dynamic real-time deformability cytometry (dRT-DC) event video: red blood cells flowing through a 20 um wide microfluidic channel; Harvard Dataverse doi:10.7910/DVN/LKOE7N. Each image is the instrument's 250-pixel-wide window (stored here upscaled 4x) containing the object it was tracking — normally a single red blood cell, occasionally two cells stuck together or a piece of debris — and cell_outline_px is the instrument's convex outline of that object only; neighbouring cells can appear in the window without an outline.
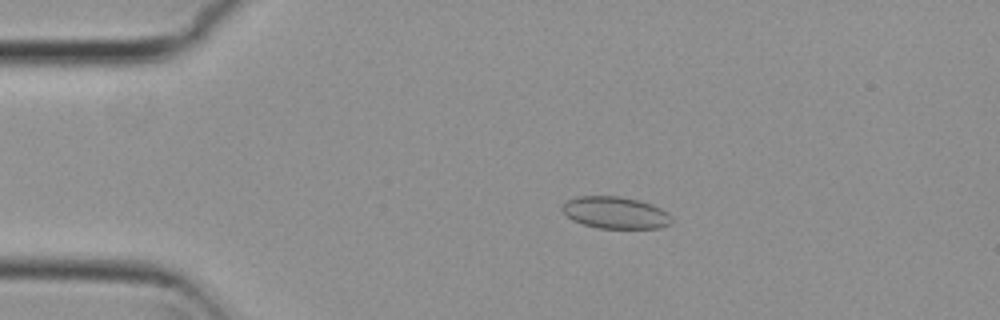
{"species": "common noctule bat (a hibernating species)", "species_latin": "Nyctalus noctula", "temperature_condition": "cold", "stored_images_in_passage": 26, "camera_frame_rate_fps": 3000, "um_per_image_px": 0.085, "animal": {"sex": "female", "body_mass_g": 29.2, "forearm_length_mm": 56.3}, "frame": {"image": 1, "passage_image": 10, "time_ms": 3.0, "image_size_px": [1000, 320], "cell_outline_px": [[672, 220], [668, 224], [660, 228], [600, 228], [584, 224], [572, 220], [560, 208], [568, 200], [580, 196], [620, 196], [640, 200], [652, 204], [668, 212]], "centroid_in_image_um": [52.32, 18.07], "position_along_channel_um": 32.7, "area_um2": 20.23}}
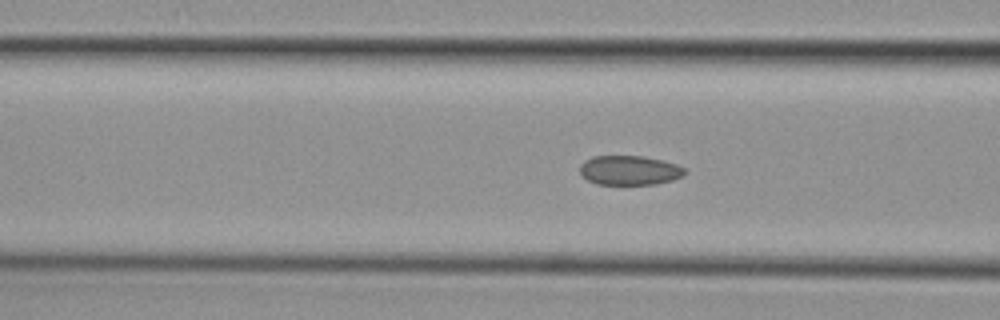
{"frame": {"image": 2, "passage_image": 20, "time_ms": 6.333, "image_size_px": [1000, 320], "cell_outline_px": [[688, 172], [684, 176], [672, 180], [656, 184], [596, 184], [588, 180], [580, 172], [580, 164], [584, 160], [592, 156], [640, 156], [660, 160], [676, 164], [684, 168]], "centroid_in_image_um": [53.51, 14.48], "position_along_channel_um": 113.1, "area_um2": 17.98}}
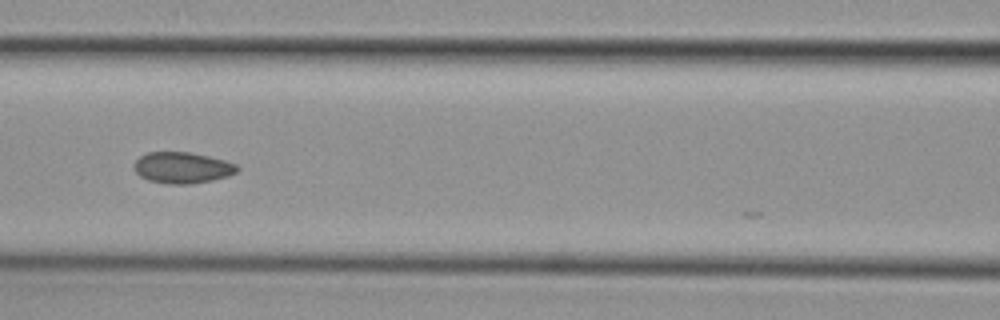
{"frame": {"image": 3, "passage_image": 23, "time_ms": 7.333, "image_size_px": [1000, 320], "cell_outline_px": [[240, 168], [236, 172], [228, 176], [212, 180], [192, 184], [168, 184], [148, 180], [140, 176], [132, 168], [132, 164], [140, 156], [148, 152], [188, 152], [208, 156], [224, 160], [236, 164]], "centroid_in_image_um": [15.47, 14.26], "position_along_channel_um": 151.1, "area_um2": 18.84}}